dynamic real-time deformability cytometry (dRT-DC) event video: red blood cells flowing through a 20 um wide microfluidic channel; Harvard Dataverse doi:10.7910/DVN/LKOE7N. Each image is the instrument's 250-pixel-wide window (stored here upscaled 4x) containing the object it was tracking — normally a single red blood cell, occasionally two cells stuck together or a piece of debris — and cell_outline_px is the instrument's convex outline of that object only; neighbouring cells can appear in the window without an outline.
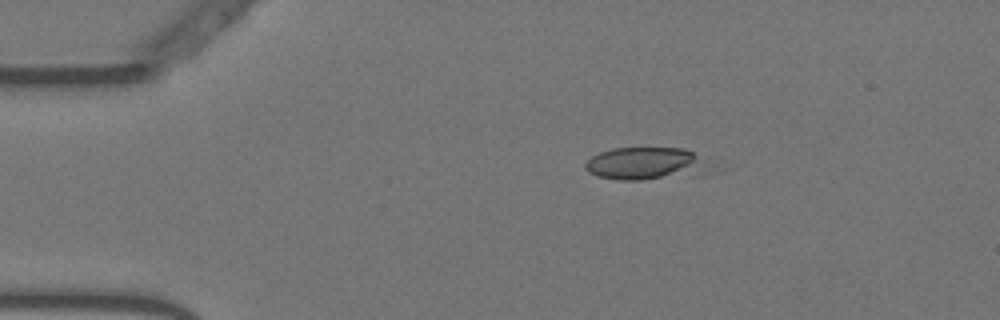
{"species": "Egyptian fruit bat (a non-hibernating species)", "species_latin": "Rousettus aegyptiacus", "temperature_condition": "warm", "stored_images_in_passage": 4, "camera_frame_rate_fps": 3000, "um_per_image_px": 0.085, "animal": {"sex": "female"}, "frame": {"image": 1, "passage_image": 1, "time_ms": 0.0, "image_size_px": [1000, 320], "cell_outline_px": [[704, 176], [644, 180], [616, 180], [596, 176], [588, 172], [584, 168], [584, 164], [592, 156], [600, 152], [612, 148], [684, 148], [692, 152], [696, 156]], "centroid_in_image_um": [54.75, 13.94], "position_along_channel_um": 30.3, "area_um2": 23.41}}